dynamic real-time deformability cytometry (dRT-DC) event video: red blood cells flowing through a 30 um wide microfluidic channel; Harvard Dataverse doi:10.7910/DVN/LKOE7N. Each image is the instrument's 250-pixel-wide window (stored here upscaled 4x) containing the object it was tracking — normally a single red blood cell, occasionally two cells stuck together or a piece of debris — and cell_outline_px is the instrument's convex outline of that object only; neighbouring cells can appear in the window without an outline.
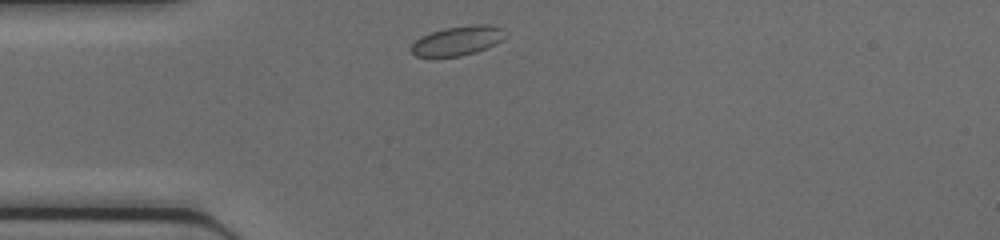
{"species": "common noctule bat (a hibernating species)", "species_latin": "Nyctalus noctula", "temperature_condition": "cold", "stored_images_in_passage": 28, "camera_frame_rate_fps": 3000, "um_per_image_px": 0.085, "animal": {"sex": "female", "body_mass_g": 17.0, "forearm_length_mm": 48.0}, "frame": {"image": 1, "passage_image": 1, "time_ms": 0.0, "image_size_px": [1000, 240], "cell_outline_px": [[504, 40], [496, 44], [476, 52], [460, 56], [416, 56], [408, 48], [420, 36], [444, 28], [472, 24], [488, 24], [504, 28]], "centroid_in_image_um": [38.91, 3.45], "position_along_channel_um": 46.1, "area_um2": 16.18}}
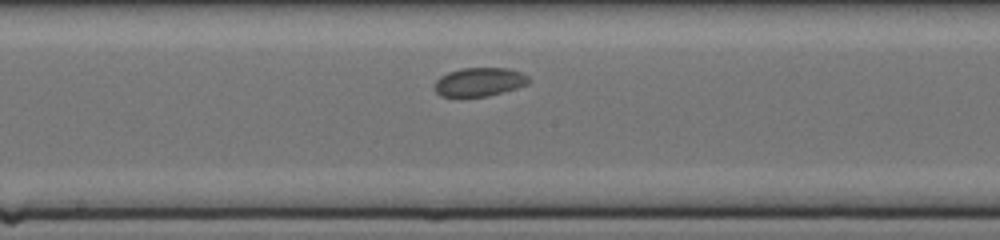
{"frame": {"image": 2, "passage_image": 13, "time_ms": 4.0, "image_size_px": [1000, 240], "cell_outline_px": [[532, 80], [528, 84], [516, 88], [488, 96], [440, 96], [436, 92], [436, 80], [440, 76], [448, 72], [460, 68], [508, 68], [520, 72], [528, 76]], "centroid_in_image_um": [40.77, 6.95], "position_along_channel_um": 207.4, "area_um2": 15.66}}
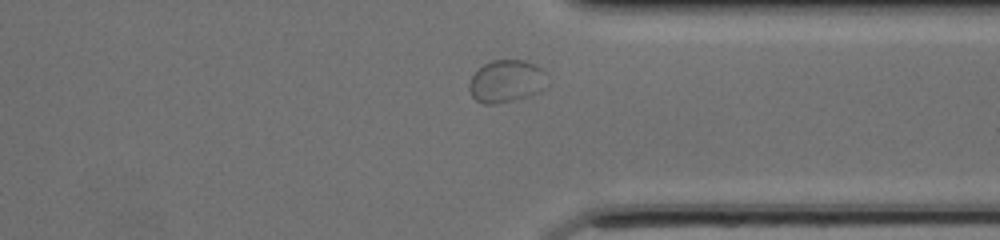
{"frame": {"image": 3, "passage_image": 24, "time_ms": 7.667, "image_size_px": [1000, 240], "cell_outline_px": [[548, 84], [540, 92], [532, 96], [496, 104], [484, 104], [476, 100], [472, 96], [468, 88], [468, 84], [472, 76], [484, 64], [492, 60], [524, 60], [536, 64], [544, 72]], "centroid_in_image_um": [43.06, 6.92], "position_along_channel_um": 368.3, "area_um2": 19.54}}